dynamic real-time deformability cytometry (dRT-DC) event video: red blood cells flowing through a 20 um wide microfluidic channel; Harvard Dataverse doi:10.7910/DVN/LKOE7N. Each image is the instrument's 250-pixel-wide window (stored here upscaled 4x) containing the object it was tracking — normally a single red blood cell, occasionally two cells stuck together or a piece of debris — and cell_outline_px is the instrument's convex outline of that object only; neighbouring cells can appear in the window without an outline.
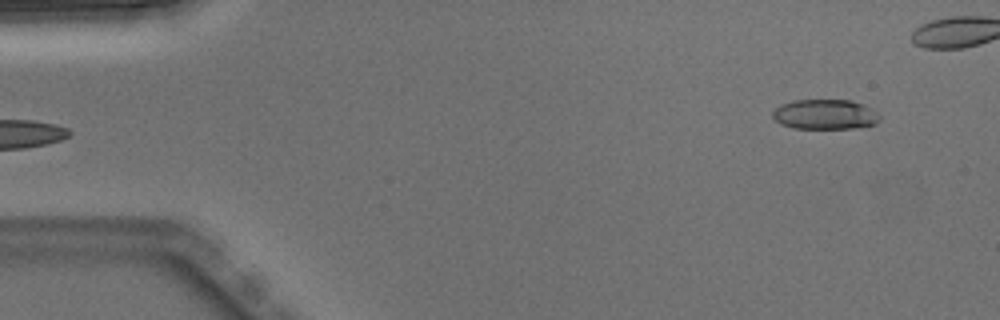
{"species": "Egyptian fruit bat (a non-hibernating species)", "species_latin": "Rousettus aegyptiacus", "temperature_condition": "warm", "stored_images_in_passage": 4, "segment_of_instrument_passage": [2, 2], "camera_frame_rate_fps": 3000, "um_per_image_px": 0.085, "animal": {"sex": "male"}, "frame": {"image": 1, "passage_image": 4, "time_ms": 1.0, "image_size_px": [1000, 320], "cell_outline_px": [[880, 120], [876, 124], [852, 128], [792, 128], [780, 124], [772, 116], [772, 112], [780, 104], [792, 100], [852, 100], [864, 104], [880, 112]], "centroid_in_image_um": [70.16, 9.71], "position_along_channel_um": 14.8, "area_um2": 18.96}}